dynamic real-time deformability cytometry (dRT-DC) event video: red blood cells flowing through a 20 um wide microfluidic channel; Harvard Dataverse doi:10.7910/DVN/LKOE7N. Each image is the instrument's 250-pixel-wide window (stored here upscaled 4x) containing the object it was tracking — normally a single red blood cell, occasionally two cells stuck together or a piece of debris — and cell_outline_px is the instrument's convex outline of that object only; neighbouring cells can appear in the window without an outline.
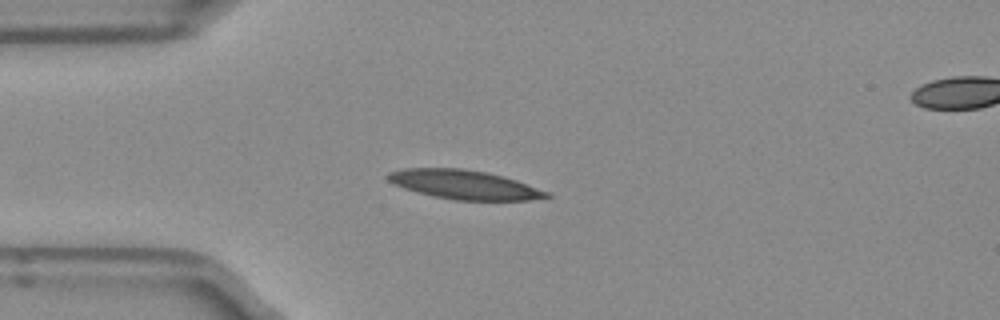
{"species": "Egyptian fruit bat (a non-hibernating species)", "species_latin": "Rousettus aegyptiacus", "temperature_condition": "room temperature", "stored_images_in_passage": 4, "camera_frame_rate_fps": 3000, "um_per_image_px": 0.085, "frame": {"image": 1, "passage_image": 3, "time_ms": 0.667, "image_size_px": [1000, 320], "cell_outline_px": [[552, 196], [528, 200], [456, 200], [436, 196], [404, 188], [388, 180], [388, 172], [404, 168], [464, 168], [488, 172], [504, 176], [516, 180], [548, 192]], "centroid_in_image_um": [39.48, 15.68], "position_along_channel_um": 45.5, "area_um2": 26.53}}